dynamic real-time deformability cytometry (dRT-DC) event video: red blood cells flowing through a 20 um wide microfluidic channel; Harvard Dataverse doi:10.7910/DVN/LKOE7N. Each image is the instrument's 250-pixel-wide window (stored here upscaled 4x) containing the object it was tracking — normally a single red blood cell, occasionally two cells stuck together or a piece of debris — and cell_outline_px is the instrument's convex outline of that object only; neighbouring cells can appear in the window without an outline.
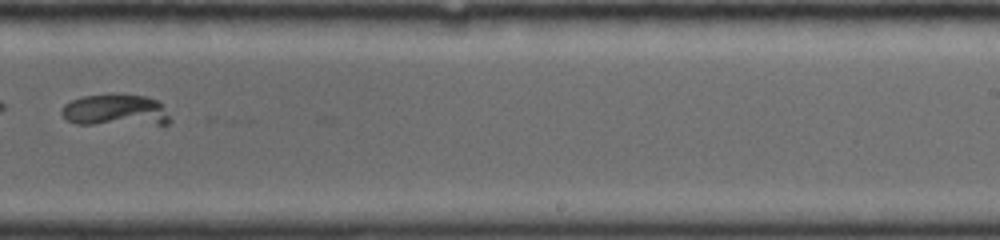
{"species": "common noctule bat (a hibernating species)", "species_latin": "Nyctalus noctula", "temperature_condition": "room temperature", "stored_images_in_passage": 37, "camera_frame_rate_fps": 4000, "um_per_image_px": 0.085, "animal": {"sex": "female", "body_mass_g": 19.0, "forearm_length_mm": 56.7}, "frame": {"image": 1, "passage_image": 28, "time_ms": 5.25, "image_size_px": [1000, 240], "cell_outline_px": [[172, 120], [168, 124], [76, 124], [64, 120], [60, 112], [64, 104], [72, 100], [84, 96], [144, 96], [156, 100], [160, 104]], "centroid_in_image_um": [9.76, 9.42], "position_along_channel_um": 279.2, "area_um2": 19.59}}